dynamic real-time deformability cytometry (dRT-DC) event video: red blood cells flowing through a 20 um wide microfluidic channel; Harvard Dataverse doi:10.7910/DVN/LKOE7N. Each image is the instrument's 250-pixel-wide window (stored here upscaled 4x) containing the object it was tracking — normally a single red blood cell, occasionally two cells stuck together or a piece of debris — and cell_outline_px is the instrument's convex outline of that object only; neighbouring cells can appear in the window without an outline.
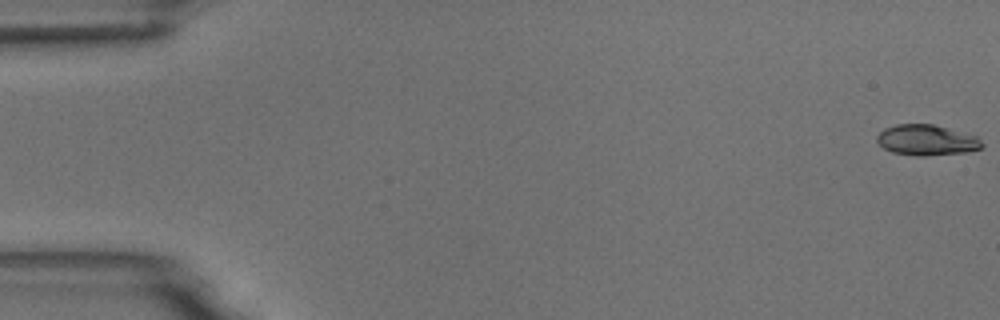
{"species": "common noctule bat (a hibernating species)", "species_latin": "Nyctalus noctula", "temperature_condition": "room temperature", "stored_images_in_passage": 5, "camera_frame_rate_fps": 3000, "um_per_image_px": 0.085, "animal": {"sex": "male", "body_mass_g": 18.8}, "frame": {"image": 1, "passage_image": 1, "time_ms": 0.0, "image_size_px": [1000, 320], "cell_outline_px": [[984, 144], [980, 148], [968, 152], [924, 156], [916, 156], [892, 152], [884, 148], [876, 140], [876, 136], [884, 128], [896, 124], [932, 124], [976, 136]], "centroid_in_image_um": [78.74, 11.91], "position_along_channel_um": 6.3, "area_um2": 18.67}}
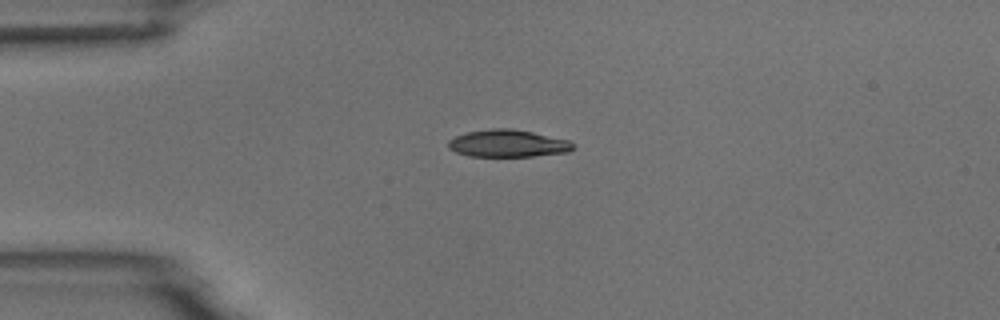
{"frame": {"image": 2, "passage_image": 4, "time_ms": 4.333, "image_size_px": [1000, 320], "cell_outline_px": [[576, 148], [568, 152], [532, 156], [468, 156], [456, 152], [448, 148], [448, 140], [456, 136], [468, 132], [492, 128], [512, 128], [532, 132], [568, 140], [576, 144]], "centroid_in_image_um": [43.19, 12.19], "position_along_channel_um": 41.8, "area_um2": 19.88}}